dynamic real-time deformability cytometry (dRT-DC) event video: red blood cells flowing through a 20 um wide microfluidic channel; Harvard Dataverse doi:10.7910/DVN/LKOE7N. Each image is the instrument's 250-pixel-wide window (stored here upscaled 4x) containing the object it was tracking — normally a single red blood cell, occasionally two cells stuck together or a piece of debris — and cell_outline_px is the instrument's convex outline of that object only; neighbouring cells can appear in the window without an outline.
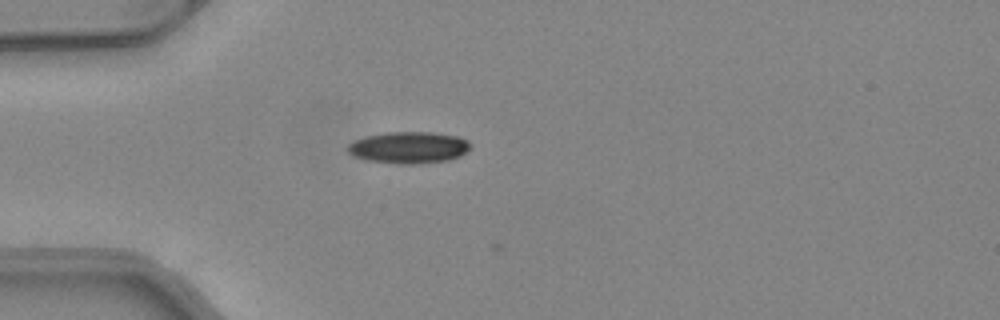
{"species": "common noctule bat (a hibernating species)", "species_latin": "Nyctalus noctula", "temperature_condition": "warm", "stored_images_in_passage": 2, "camera_frame_rate_fps": 3000, "um_per_image_px": 0.085, "animal": {"sex": "female", "body_mass_g": 24.6, "forearm_length_mm": 56.2}, "frame": {"image": 1, "passage_image": 1, "time_ms": 0.0, "image_size_px": [1000, 320], "cell_outline_px": [[468, 152], [460, 156], [448, 160], [420, 164], [400, 164], [368, 160], [352, 156], [344, 148], [348, 144], [356, 140], [368, 136], [388, 132], [432, 132], [456, 136], [468, 140]], "centroid_in_image_um": [34.73, 12.55], "position_along_channel_um": 50.3, "area_um2": 22.66}}